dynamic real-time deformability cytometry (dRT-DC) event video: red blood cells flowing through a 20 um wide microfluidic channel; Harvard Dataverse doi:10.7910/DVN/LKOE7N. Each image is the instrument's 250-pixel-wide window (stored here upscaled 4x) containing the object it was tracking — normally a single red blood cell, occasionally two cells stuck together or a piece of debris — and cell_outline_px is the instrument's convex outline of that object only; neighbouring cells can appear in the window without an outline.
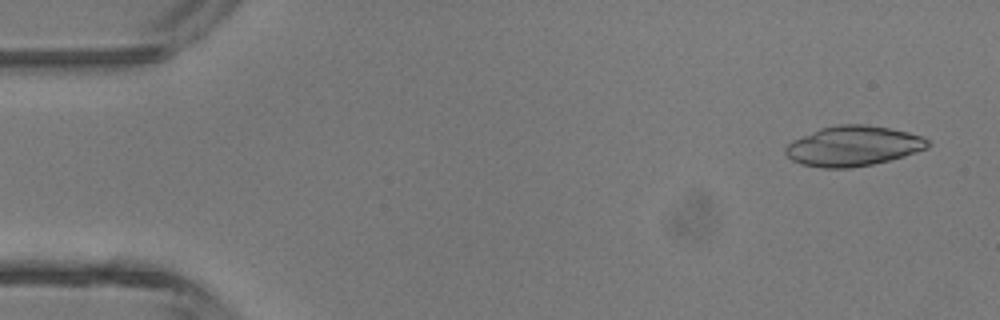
{"species": "common noctule bat (a hibernating species)", "species_latin": "Nyctalus noctula", "temperature_condition": "room temperature", "stored_images_in_passage": 44, "camera_frame_rate_fps": 3000, "um_per_image_px": 0.085, "animal": {"sex": "male", "body_mass_g": 13.3}, "frame": {"image": 1, "passage_image": 2, "time_ms": 0.333, "image_size_px": [1000, 320], "cell_outline_px": [[932, 144], [928, 148], [904, 156], [872, 164], [848, 168], [824, 168], [800, 164], [792, 160], [784, 152], [784, 148], [792, 140], [820, 128], [840, 124], [864, 124], [888, 128], [908, 132], [924, 136]], "centroid_in_image_um": [72.52, 12.41], "position_along_channel_um": 12.5, "area_um2": 33.29}}